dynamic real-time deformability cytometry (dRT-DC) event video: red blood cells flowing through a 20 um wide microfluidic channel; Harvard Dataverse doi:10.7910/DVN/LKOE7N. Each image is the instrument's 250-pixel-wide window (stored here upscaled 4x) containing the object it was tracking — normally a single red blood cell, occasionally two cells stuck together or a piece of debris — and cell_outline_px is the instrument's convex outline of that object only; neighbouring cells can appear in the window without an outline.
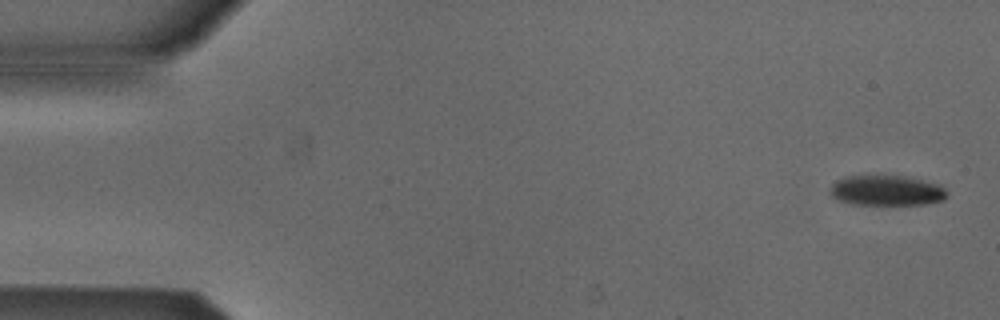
{"species": "Egyptian fruit bat (a non-hibernating species)", "species_latin": "Rousettus aegyptiacus", "temperature_condition": "cold", "stored_images_in_passage": 53, "camera_frame_rate_fps": 3000, "um_per_image_px": 0.085, "animal": {"sex": "male"}, "frame": {"image": 1, "passage_image": 2, "time_ms": 0.333, "image_size_px": [1000, 320], "cell_outline_px": [[948, 196], [944, 200], [928, 204], [852, 204], [836, 200], [828, 192], [828, 188], [836, 180], [844, 176], [876, 172], [880, 172], [908, 176], [940, 184], [948, 192]], "centroid_in_image_um": [75.32, 16.13], "position_along_channel_um": 9.7, "area_um2": 21.96}}
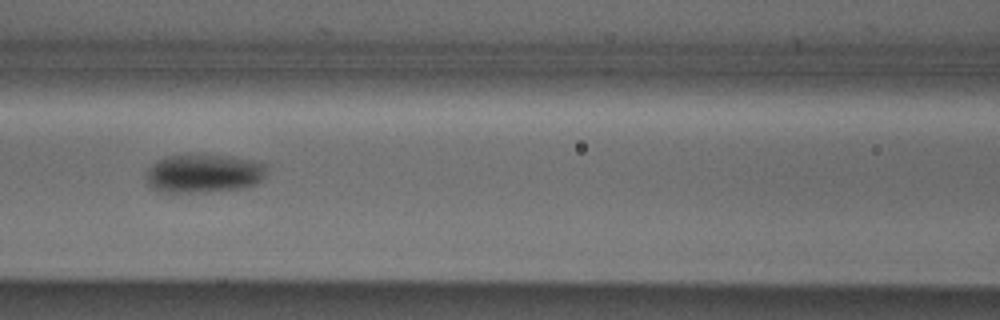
{"frame": {"image": 2, "passage_image": 23, "time_ms": 7.333, "image_size_px": [1000, 320], "cell_outline_px": [[264, 176], [256, 184], [240, 188], [208, 192], [160, 192], [152, 188], [148, 184], [148, 168], [156, 160], [164, 156], [224, 156], [248, 160], [264, 164]], "centroid_in_image_um": [17.26, 14.77], "position_along_channel_um": 149.3, "area_um2": 26.41}}
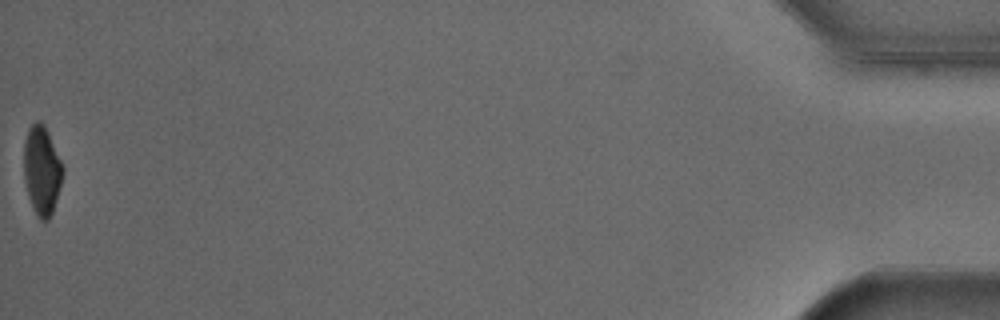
{"frame": {"image": 3, "passage_image": 53, "time_ms": 17.333, "image_size_px": [1000, 320], "cell_outline_px": [[64, 172], [52, 212], [48, 220], [40, 220], [32, 204], [24, 180], [24, 140], [28, 128], [36, 120], [40, 120], [44, 124], [48, 132], [64, 168]], "centroid_in_image_um": [3.55, 14.42], "position_along_channel_um": 431.6, "area_um2": 19.88}, "authors_computed_cell_mechanics": {"area_um2": 23.7558, "velocity_mm_per_s": 3.8755, "shape_relaxation_time_tau1_ms": 3.8546, "shape_relaxation_time_tau2_ms": null, "deformation_change_tau1": 0.1046, "deformation_change_tau2": null}}